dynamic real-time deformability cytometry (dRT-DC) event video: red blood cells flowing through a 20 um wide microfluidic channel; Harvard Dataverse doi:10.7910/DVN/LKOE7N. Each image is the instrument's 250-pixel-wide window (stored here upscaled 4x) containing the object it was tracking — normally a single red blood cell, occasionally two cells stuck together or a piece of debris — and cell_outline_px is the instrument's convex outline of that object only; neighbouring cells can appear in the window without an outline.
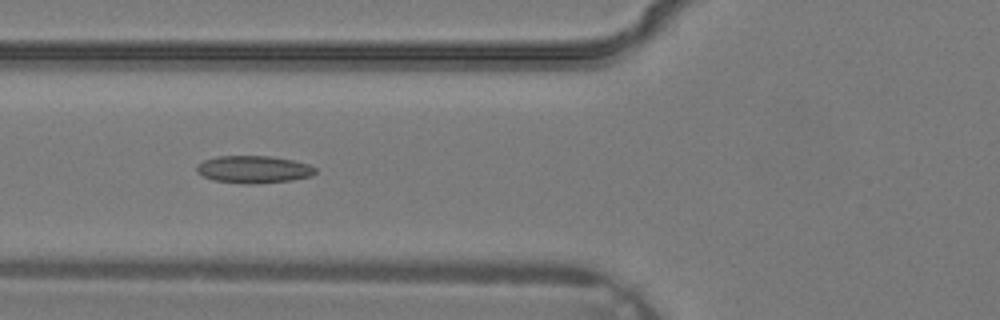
{"species": "common noctule bat (a hibernating species)", "species_latin": "Nyctalus noctula", "temperature_condition": "warm", "stored_images_in_passage": 32, "camera_frame_rate_fps": 3000, "um_per_image_px": 0.085, "animal": {"sex": "male", "body_mass_g": 19.2, "forearm_length_mm": 51.8}, "frame": {"image": 1, "passage_image": 10, "time_ms": 3.0, "image_size_px": [1000, 320], "cell_outline_px": [[316, 172], [312, 176], [292, 180], [256, 184], [244, 184], [212, 180], [196, 172], [196, 164], [204, 160], [216, 156], [268, 156], [292, 160], [308, 164], [316, 168]], "centroid_in_image_um": [21.53, 14.4], "position_along_channel_um": 104.3, "area_um2": 19.07}}
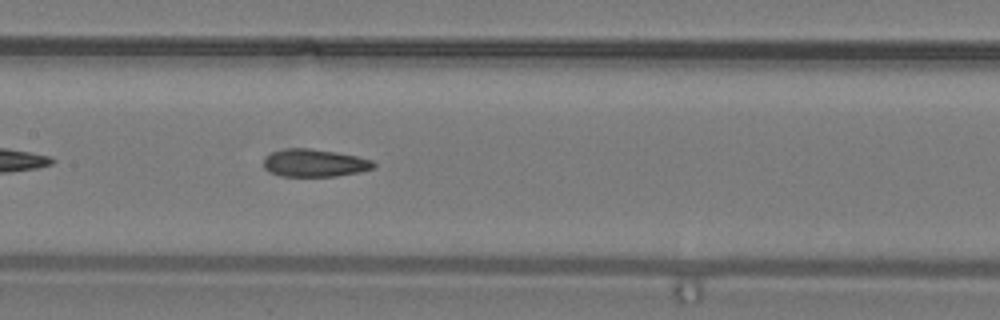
{"frame": {"image": 2, "passage_image": 14, "time_ms": 4.333, "image_size_px": [1000, 320], "cell_outline_px": [[376, 168], [360, 172], [336, 176], [284, 176], [272, 172], [264, 168], [264, 156], [272, 152], [284, 148], [308, 148], [336, 152], [356, 156], [372, 160], [376, 164]], "centroid_in_image_um": [26.75, 13.85], "position_along_channel_um": 180.6, "area_um2": 17.74}}
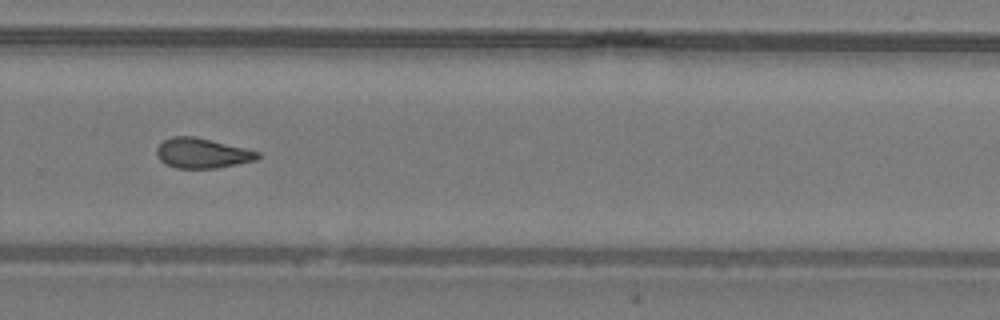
{"frame": {"image": 3, "passage_image": 21, "time_ms": 6.667, "image_size_px": [1000, 320], "cell_outline_px": [[260, 156], [256, 160], [216, 168], [176, 168], [164, 164], [156, 156], [156, 148], [164, 140], [172, 136], [192, 136], [244, 148], [260, 152]], "centroid_in_image_um": [17.14, 13.03], "position_along_channel_um": 312.7, "area_um2": 17.51}}